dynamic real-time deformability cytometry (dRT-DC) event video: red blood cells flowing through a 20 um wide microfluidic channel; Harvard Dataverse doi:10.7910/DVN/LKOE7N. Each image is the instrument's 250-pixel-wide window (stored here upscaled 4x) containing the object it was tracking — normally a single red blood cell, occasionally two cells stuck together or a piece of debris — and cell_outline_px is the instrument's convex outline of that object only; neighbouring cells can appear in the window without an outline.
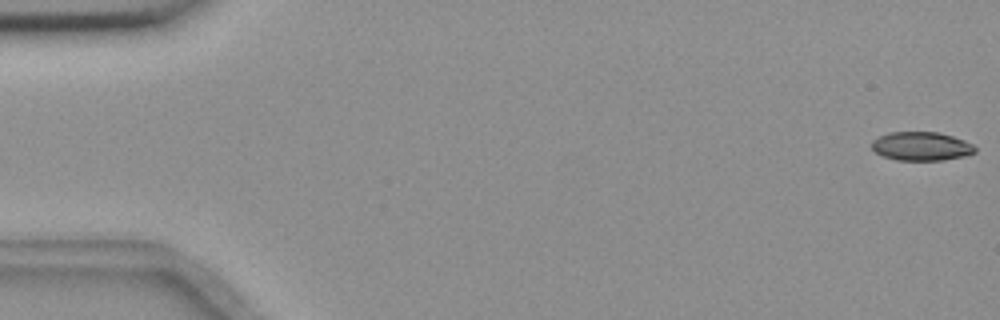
{"species": "common noctule bat (a hibernating species)", "species_latin": "Nyctalus noctula", "temperature_condition": "room temperature", "stored_images_in_passage": 3, "camera_frame_rate_fps": 3000, "um_per_image_px": 0.085, "animal": {"sex": "female", "body_mass_g": 18.4}, "frame": {"image": 1, "passage_image": 1, "time_ms": 0.0, "image_size_px": [1000, 320], "cell_outline_px": [[976, 152], [964, 156], [944, 160], [896, 160], [884, 156], [876, 152], [872, 148], [872, 140], [888, 132], [940, 132], [964, 140], [972, 144], [976, 148]], "centroid_in_image_um": [78.32, 12.43], "position_along_channel_um": 6.7, "area_um2": 17.28}}